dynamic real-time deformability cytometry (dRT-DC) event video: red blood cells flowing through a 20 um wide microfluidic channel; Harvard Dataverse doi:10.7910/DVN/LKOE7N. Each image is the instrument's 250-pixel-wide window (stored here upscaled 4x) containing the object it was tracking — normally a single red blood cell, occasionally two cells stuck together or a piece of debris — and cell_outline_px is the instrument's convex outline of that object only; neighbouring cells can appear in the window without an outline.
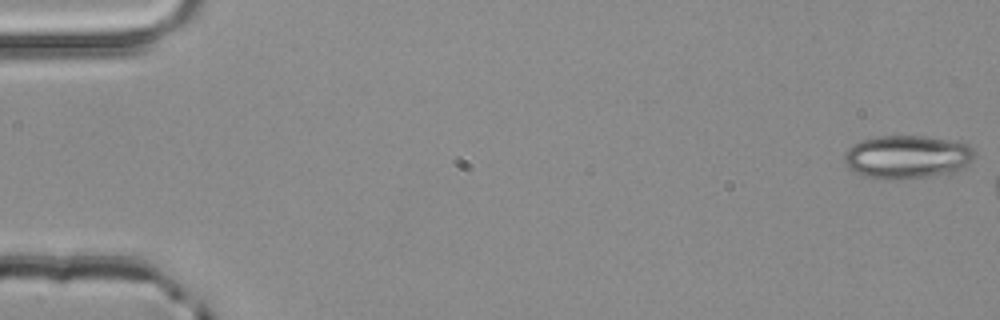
{"species": "common noctule bat (a hibernating species)", "species_latin": "Nyctalus noctula", "temperature_condition": "room temperature", "stored_images_in_passage": 3, "camera_frame_rate_fps": 3000, "um_per_image_px": 0.085, "animal": {"sex": "male", "body_mass_g": 20.4}, "frame": {"image": 1, "passage_image": 1, "time_ms": 0.0, "image_size_px": [1000, 320], "cell_outline_px": [[976, 156], [964, 168], [952, 176], [908, 180], [876, 180], [864, 176], [848, 168], [844, 160], [844, 152], [852, 144], [864, 140], [880, 136], [924, 136], [964, 140], [976, 152]], "centroid_in_image_um": [77.22, 13.38], "position_along_channel_um": 7.8, "area_um2": 34.62}}